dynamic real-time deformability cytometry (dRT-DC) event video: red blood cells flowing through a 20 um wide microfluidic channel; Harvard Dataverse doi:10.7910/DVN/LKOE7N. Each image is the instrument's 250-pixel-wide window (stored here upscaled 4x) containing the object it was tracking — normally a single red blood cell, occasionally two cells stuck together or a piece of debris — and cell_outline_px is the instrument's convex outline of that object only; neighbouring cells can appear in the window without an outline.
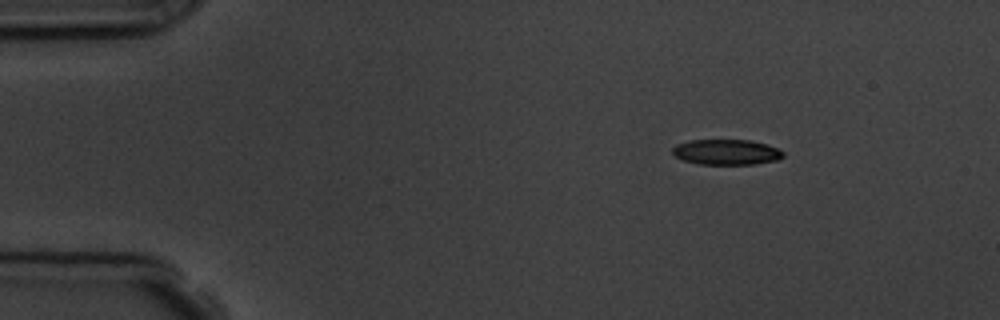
{"species": "common noctule bat (a hibernating species)", "species_latin": "Nyctalus noctula", "temperature_condition": "room temperature", "stored_images_in_passage": 8, "camera_frame_rate_fps": 3000, "um_per_image_px": 0.085, "animal": {"sex": "male", "body_mass_g": 19.5, "forearm_length_mm": 54.6}, "frame": {"image": 1, "passage_image": 2, "time_ms": 1.333, "image_size_px": [1000, 320], "cell_outline_px": [[784, 156], [776, 160], [752, 164], [700, 164], [684, 160], [676, 156], [672, 152], [672, 148], [676, 144], [688, 140], [752, 140], [768, 144], [784, 152]], "centroid_in_image_um": [61.74, 12.91], "position_along_channel_um": 23.3, "area_um2": 16.36}}